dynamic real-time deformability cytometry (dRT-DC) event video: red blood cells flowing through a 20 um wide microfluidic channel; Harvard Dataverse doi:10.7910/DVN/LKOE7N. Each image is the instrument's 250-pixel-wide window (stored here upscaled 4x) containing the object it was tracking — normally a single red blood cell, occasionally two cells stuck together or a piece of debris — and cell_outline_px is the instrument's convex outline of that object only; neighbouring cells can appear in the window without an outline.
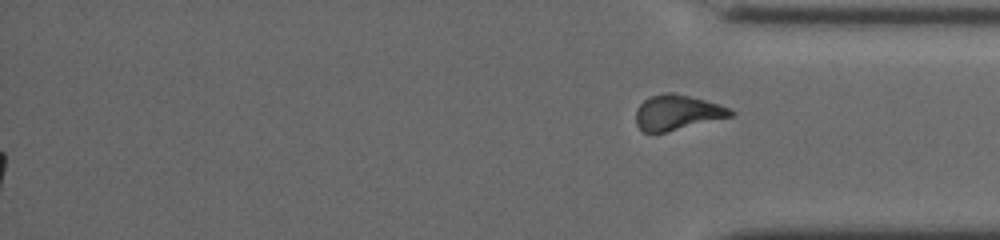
{"species": "common noctule bat (a hibernating species)", "species_latin": "Nyctalus noctula", "temperature_condition": "cold", "stored_images_in_passage": 45, "segment_of_instrument_passage": [2, 2], "camera_frame_rate_fps": 3000, "um_per_image_px": 0.085, "animal": {"sex": "female", "body_mass_g": 19.5, "forearm_length_mm": 54.1}, "frame": {"image": 1, "passage_image": 45, "time_ms": 14.667, "image_size_px": [1000, 240], "cell_outline_px": [[736, 112], [732, 116], [664, 132], [644, 132], [636, 124], [636, 108], [644, 100], [652, 96], [668, 92], [672, 92], [704, 100], [728, 108]], "centroid_in_image_um": [57.53, 9.56], "position_along_channel_um": 377.7, "area_um2": 18.9}}